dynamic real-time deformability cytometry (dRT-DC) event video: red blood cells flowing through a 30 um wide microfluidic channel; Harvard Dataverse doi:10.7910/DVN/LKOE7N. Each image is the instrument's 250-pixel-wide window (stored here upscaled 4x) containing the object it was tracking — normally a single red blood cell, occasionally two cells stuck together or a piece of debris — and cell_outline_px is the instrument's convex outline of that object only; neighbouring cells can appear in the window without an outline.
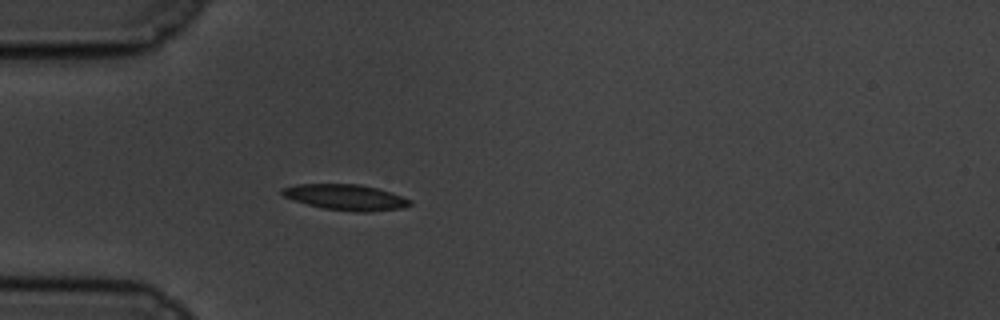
{"species": "common noctule bat (a hibernating species)", "species_latin": "Nyctalus noctula", "temperature_condition": "cold", "stored_images_in_passage": 42, "camera_frame_rate_fps": 3000, "um_per_image_px": 0.085, "animal": {"sex": "male", "body_mass_g": 19.5, "forearm_length_mm": 54.6}, "frame": {"image": 1, "passage_image": 1, "time_ms": 0.0, "image_size_px": [1000, 320], "cell_outline_px": [[412, 204], [404, 208], [372, 212], [356, 212], [324, 208], [308, 204], [284, 196], [280, 192], [280, 188], [296, 184], [360, 184], [392, 192], [412, 200]], "centroid_in_image_um": [29.43, 16.76], "position_along_channel_um": 55.6, "area_um2": 19.25}}
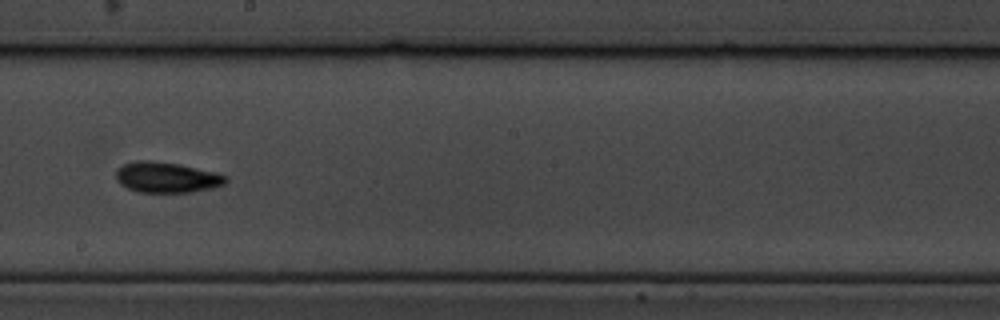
{"frame": {"image": 2, "passage_image": 17, "time_ms": 5.333, "image_size_px": [1000, 320], "cell_outline_px": [[228, 180], [224, 184], [212, 188], [192, 192], [140, 192], [128, 188], [120, 184], [116, 180], [116, 168], [124, 164], [136, 160], [148, 160], [180, 164], [216, 172], [228, 176]], "centroid_in_image_um": [14.17, 15.07], "position_along_channel_um": 234.0, "area_um2": 19.71}}
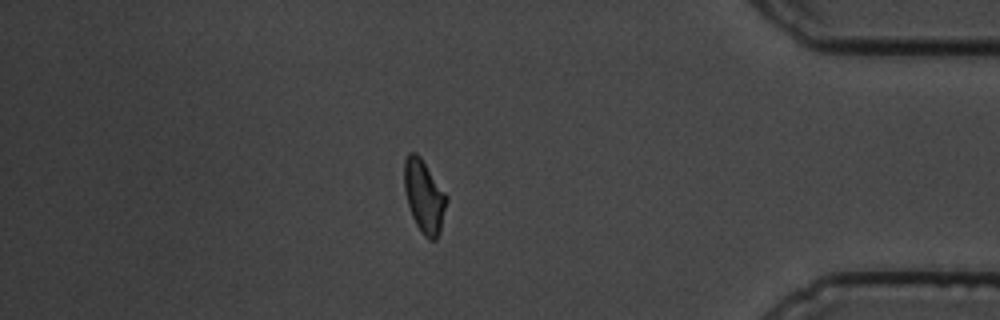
{"frame": {"image": 3, "passage_image": 34, "time_ms": 11.0, "image_size_px": [1000, 320], "cell_outline_px": [[448, 200], [440, 232], [436, 240], [428, 240], [420, 232], [412, 216], [408, 204], [404, 188], [404, 160], [408, 152], [416, 152], [420, 156], [448, 196]], "centroid_in_image_um": [36.06, 16.7], "position_along_channel_um": 399.1, "area_um2": 18.15}, "authors_computed_cell_mechanics": {"area_um2": 18.2359, "velocity_mm_per_s": 3.4812, "shape_relaxation_time_tau1_ms": 4.3981, "shape_relaxation_time_tau2_ms": 4.6349, "deformation_change_tau1": 0.1384, "deformation_change_tau2": 0.1051}}